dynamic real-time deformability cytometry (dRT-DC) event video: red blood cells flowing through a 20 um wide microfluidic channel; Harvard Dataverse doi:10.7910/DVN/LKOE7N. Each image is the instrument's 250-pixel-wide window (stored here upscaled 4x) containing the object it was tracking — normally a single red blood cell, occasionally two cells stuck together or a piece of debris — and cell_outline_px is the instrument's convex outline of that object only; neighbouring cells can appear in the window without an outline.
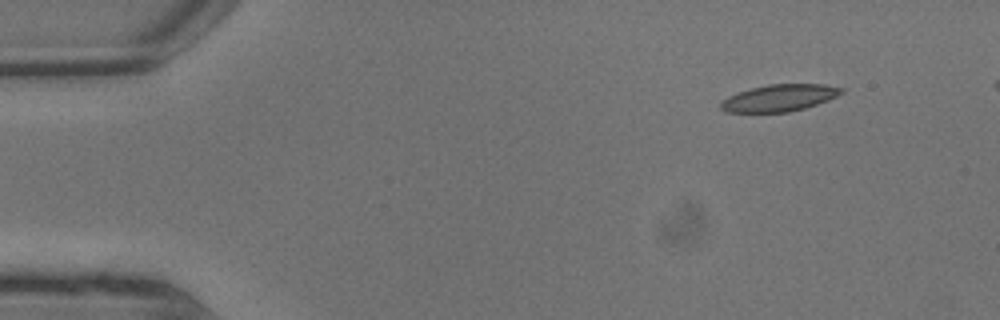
{"species": "common noctule bat (a hibernating species)", "species_latin": "Nyctalus noctula", "temperature_condition": "warm", "stored_images_in_passage": 7, "camera_frame_rate_fps": 3000, "um_per_image_px": 0.085, "animal": {"sex": "male", "body_mass_g": 13.3}, "frame": {"image": 1, "passage_image": 1, "time_ms": 0.0, "image_size_px": [1000, 320], "cell_outline_px": [[844, 92], [828, 100], [804, 108], [788, 112], [724, 112], [720, 108], [720, 104], [728, 96], [752, 88], [768, 84], [824, 84], [844, 88]], "centroid_in_image_um": [66.26, 8.32], "position_along_channel_um": 18.7, "area_um2": 18.73}}
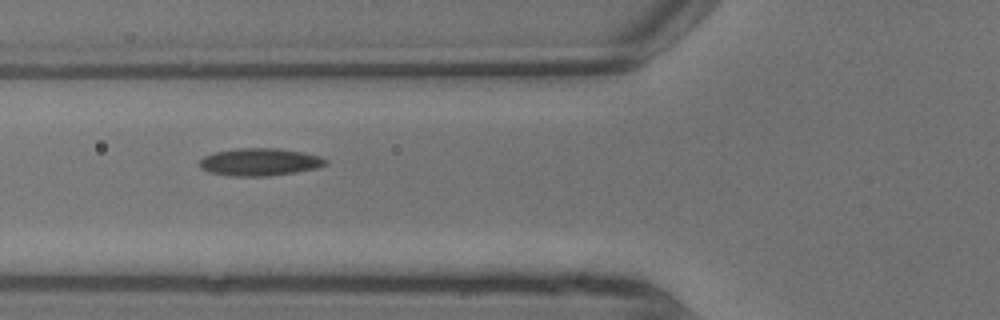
{"frame": {"image": 2, "passage_image": 6, "time_ms": 1.667, "image_size_px": [1000, 320], "cell_outline_px": [[328, 164], [316, 168], [296, 172], [268, 176], [232, 176], [208, 172], [200, 168], [196, 164], [204, 156], [216, 152], [236, 148], [276, 148], [304, 152], [320, 156], [328, 160]], "centroid_in_image_um": [22.07, 13.77], "position_along_channel_um": 103.7, "area_um2": 20.4}}
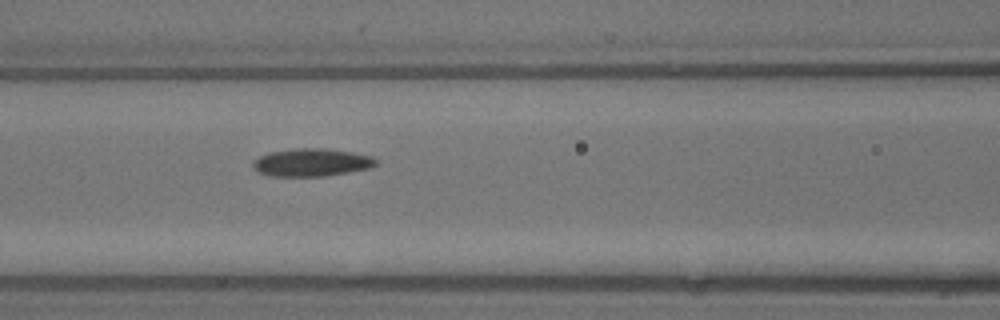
{"frame": {"image": 3, "passage_image": 7, "time_ms": 2.0, "image_size_px": [1000, 320], "cell_outline_px": [[376, 164], [372, 168], [324, 176], [268, 176], [256, 172], [252, 168], [252, 164], [260, 156], [268, 152], [296, 148], [324, 148], [352, 152], [372, 156], [376, 160]], "centroid_in_image_um": [26.46, 13.81], "position_along_channel_um": 140.1, "area_um2": 20.06}}